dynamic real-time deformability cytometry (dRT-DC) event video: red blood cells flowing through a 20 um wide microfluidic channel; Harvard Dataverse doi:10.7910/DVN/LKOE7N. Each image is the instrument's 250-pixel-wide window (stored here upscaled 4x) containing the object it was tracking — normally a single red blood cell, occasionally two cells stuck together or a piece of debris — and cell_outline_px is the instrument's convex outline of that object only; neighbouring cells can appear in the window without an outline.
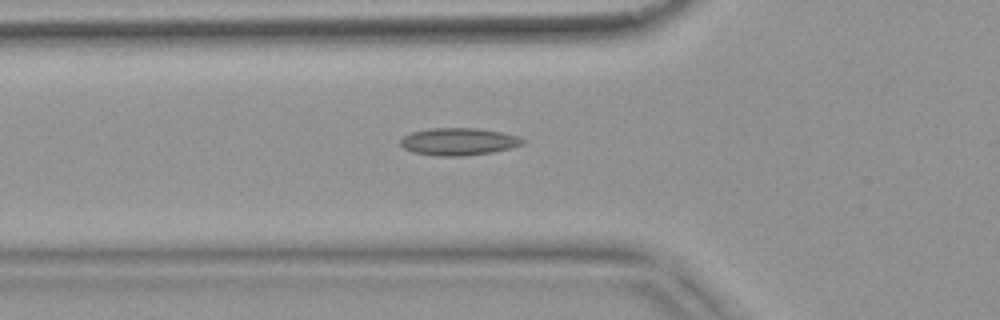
{"species": "common noctule bat (a hibernating species)", "species_latin": "Nyctalus noctula", "temperature_condition": "warm", "stored_images_in_passage": 53, "camera_frame_rate_fps": 3000, "um_per_image_px": 0.085, "animal": {"sex": "female", "body_mass_g": 18.4}, "frame": {"image": 1, "passage_image": 19, "time_ms": 6.0, "image_size_px": [1000, 320], "cell_outline_px": [[524, 144], [492, 152], [460, 156], [436, 156], [412, 152], [404, 148], [400, 144], [400, 140], [404, 136], [412, 132], [428, 128], [476, 128], [500, 132], [516, 136], [524, 140]], "centroid_in_image_um": [38.93, 12.03], "position_along_channel_um": 86.9, "area_um2": 19.31}}
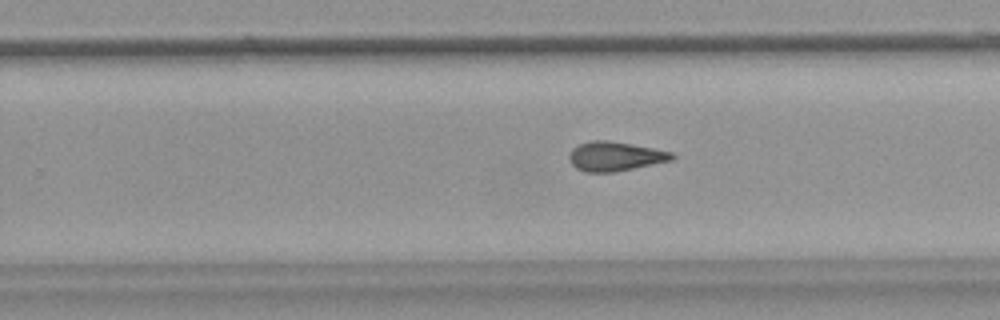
{"frame": {"image": 2, "passage_image": 34, "time_ms": 11.0, "image_size_px": [1000, 320], "cell_outline_px": [[676, 156], [672, 160], [616, 172], [584, 172], [576, 168], [572, 164], [568, 156], [572, 148], [580, 144], [592, 140], [608, 140], [632, 144], [672, 152]], "centroid_in_image_um": [52.27, 13.29], "position_along_channel_um": 277.5, "area_um2": 17.57}}
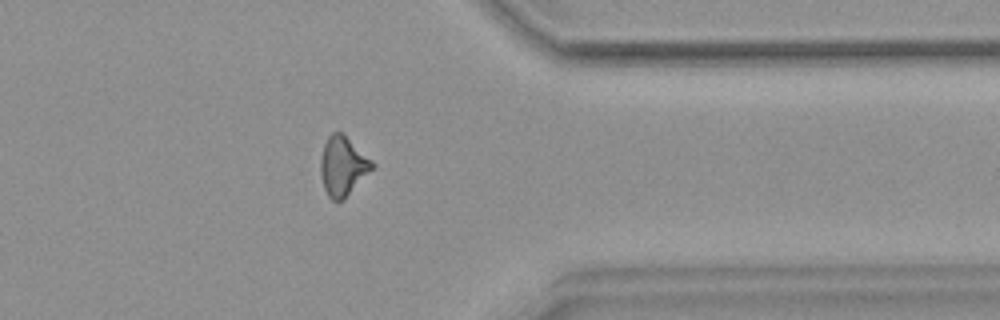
{"frame": {"image": 3, "passage_image": 43, "time_ms": 14.0, "image_size_px": [1000, 320], "cell_outline_px": [[376, 164], [344, 200], [332, 200], [328, 196], [324, 188], [320, 172], [320, 160], [324, 144], [328, 136], [332, 132], [344, 132]], "centroid_in_image_um": [29.14, 14.09], "position_along_channel_um": 382.3, "area_um2": 17.92}, "authors_computed_cell_mechanics": {"area_um2": 17.8024, "velocity_mm_per_s": 3.8297, "shape_relaxation_time_tau1_ms": null, "shape_relaxation_time_tau2_ms": 3.1941, "deformation_change_tau1": null, "deformation_change_tau2": 0.1313}}